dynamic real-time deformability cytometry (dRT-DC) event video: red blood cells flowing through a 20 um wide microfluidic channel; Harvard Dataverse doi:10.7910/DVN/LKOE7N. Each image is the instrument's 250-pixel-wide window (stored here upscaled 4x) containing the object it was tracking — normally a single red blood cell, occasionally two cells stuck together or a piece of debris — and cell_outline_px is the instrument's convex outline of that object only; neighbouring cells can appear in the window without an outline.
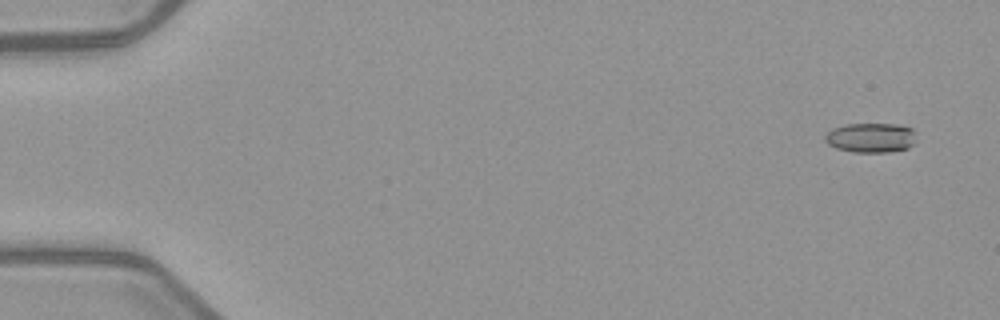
{"species": "common noctule bat (a hibernating species)", "species_latin": "Nyctalus noctula", "temperature_condition": "warm", "stored_images_in_passage": 7, "camera_frame_rate_fps": 3000, "um_per_image_px": 0.085, "animal": {"sex": "female", "body_mass_g": 21.9}, "frame": {"image": 1, "passage_image": 2, "time_ms": 1.0, "image_size_px": [1000, 320], "cell_outline_px": [[916, 132], [912, 144], [908, 148], [888, 152], [852, 152], [836, 148], [828, 144], [824, 140], [824, 136], [832, 128], [844, 124], [896, 124], [912, 128]], "centroid_in_image_um": [73.99, 11.7], "position_along_channel_um": 11.0, "area_um2": 15.84}}
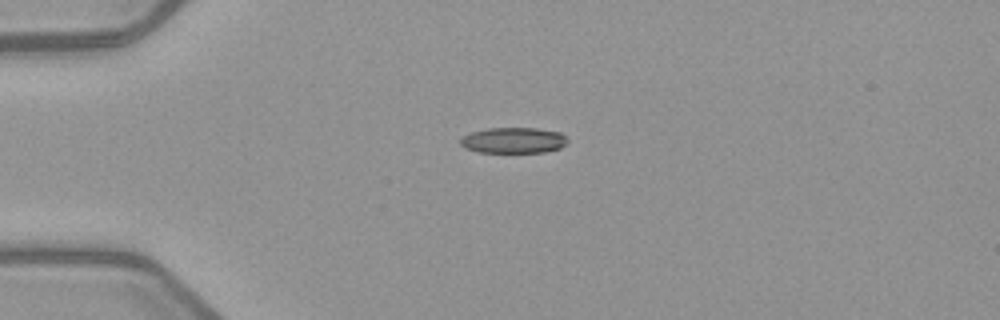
{"frame": {"image": 2, "passage_image": 5, "time_ms": 4.667, "image_size_px": [1000, 320], "cell_outline_px": [[568, 144], [560, 148], [544, 152], [480, 152], [464, 148], [460, 144], [460, 136], [472, 132], [488, 128], [536, 128], [560, 132], [568, 140]], "centroid_in_image_um": [43.64, 11.93], "position_along_channel_um": 41.4, "area_um2": 16.18}}
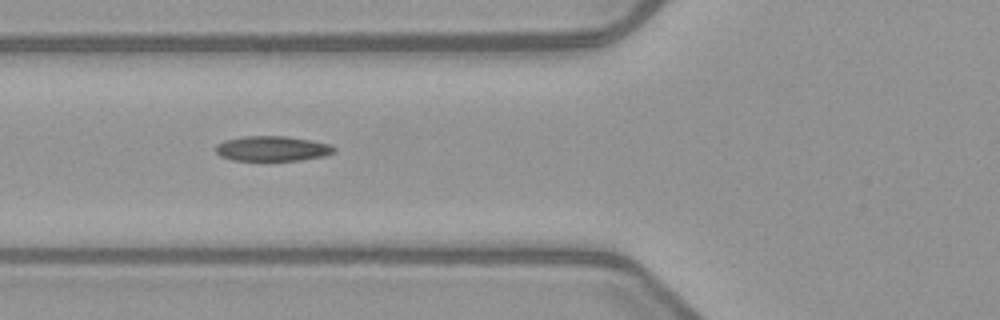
{"frame": {"image": 3, "passage_image": 7, "time_ms": 7.0, "image_size_px": [1000, 320], "cell_outline_px": [[336, 152], [324, 156], [300, 160], [232, 160], [220, 156], [216, 152], [216, 144], [224, 140], [244, 136], [284, 136], [308, 140], [328, 144], [336, 148]], "centroid_in_image_um": [23.12, 12.63], "position_along_channel_um": 102.7, "area_um2": 17.17}}